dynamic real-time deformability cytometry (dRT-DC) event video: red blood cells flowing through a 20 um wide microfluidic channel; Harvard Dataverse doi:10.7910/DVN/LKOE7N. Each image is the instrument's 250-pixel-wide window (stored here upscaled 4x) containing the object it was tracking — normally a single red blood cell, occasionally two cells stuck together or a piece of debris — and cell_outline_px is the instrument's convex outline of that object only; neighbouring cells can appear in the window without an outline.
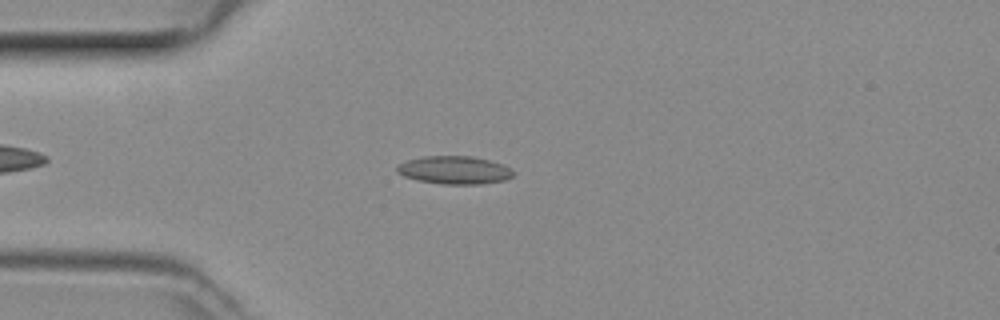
{"species": "common noctule bat (a hibernating species)", "species_latin": "Nyctalus noctula", "temperature_condition": "room temperature", "stored_images_in_passage": 32, "camera_frame_rate_fps": 3000, "um_per_image_px": 0.085, "animal": {"sex": "female", "body_mass_g": 29.2, "forearm_length_mm": 56.3}, "frame": {"image": 1, "passage_image": 5, "time_ms": 1.333, "image_size_px": [1000, 320], "cell_outline_px": [[516, 172], [512, 176], [504, 180], [480, 184], [440, 184], [420, 180], [404, 176], [396, 172], [396, 164], [408, 160], [424, 156], [472, 156], [504, 164]], "centroid_in_image_um": [38.63, 14.45], "position_along_channel_um": 46.4, "area_um2": 19.02}}
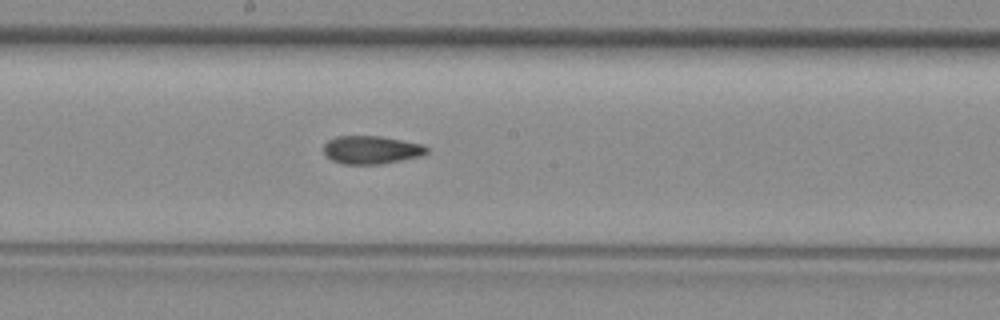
{"frame": {"image": 2, "passage_image": 18, "time_ms": 5.667, "image_size_px": [1000, 320], "cell_outline_px": [[428, 152], [420, 156], [380, 164], [344, 164], [332, 160], [324, 156], [324, 144], [328, 140], [336, 136], [380, 136], [424, 144], [428, 148]], "centroid_in_image_um": [31.55, 12.73], "position_along_channel_um": 216.7, "area_um2": 16.94}}
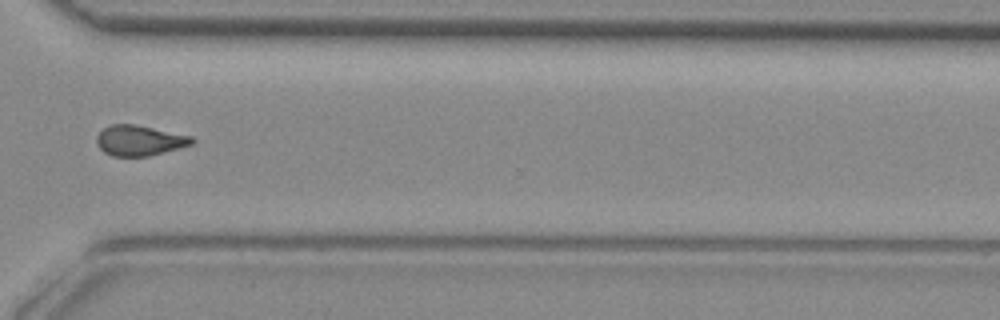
{"frame": {"image": 3, "passage_image": 28, "time_ms": 9.0, "image_size_px": [1000, 320], "cell_outline_px": [[196, 140], [192, 144], [148, 156], [112, 156], [104, 152], [96, 144], [96, 136], [104, 128], [112, 124], [136, 124], [192, 136]], "centroid_in_image_um": [11.84, 11.93], "position_along_channel_um": 358.8, "area_um2": 16.82}}